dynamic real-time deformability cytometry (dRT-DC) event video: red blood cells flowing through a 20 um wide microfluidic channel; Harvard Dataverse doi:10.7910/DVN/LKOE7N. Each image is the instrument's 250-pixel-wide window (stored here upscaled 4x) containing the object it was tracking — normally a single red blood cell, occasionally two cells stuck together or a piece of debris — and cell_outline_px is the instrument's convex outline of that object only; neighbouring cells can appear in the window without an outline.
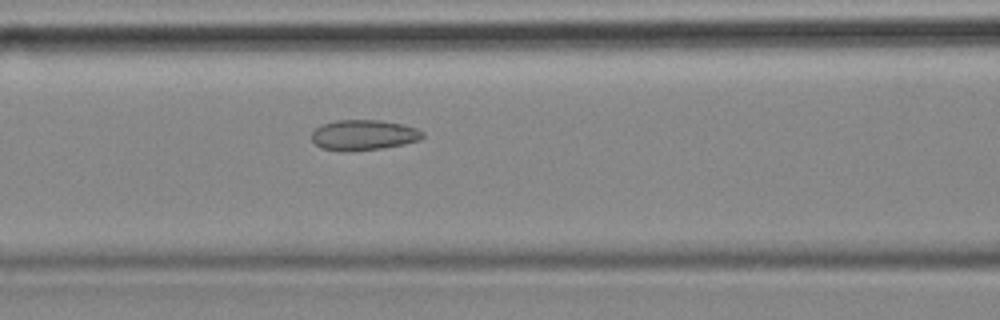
{"species": "common noctule bat (a hibernating species)", "species_latin": "Nyctalus noctula", "temperature_condition": "cold", "stored_images_in_passage": 25, "camera_frame_rate_fps": 3000, "um_per_image_px": 0.085, "animal": {"sex": "female", "body_mass_g": 18.4}, "frame": {"image": 1, "passage_image": 8, "time_ms": 2.333, "image_size_px": [1000, 320], "cell_outline_px": [[424, 136], [420, 140], [404, 144], [380, 148], [320, 148], [312, 140], [312, 132], [320, 124], [336, 120], [380, 120], [404, 124], [416, 128], [424, 132]], "centroid_in_image_um": [30.96, 11.41], "position_along_channel_um": 135.6, "area_um2": 18.96}}